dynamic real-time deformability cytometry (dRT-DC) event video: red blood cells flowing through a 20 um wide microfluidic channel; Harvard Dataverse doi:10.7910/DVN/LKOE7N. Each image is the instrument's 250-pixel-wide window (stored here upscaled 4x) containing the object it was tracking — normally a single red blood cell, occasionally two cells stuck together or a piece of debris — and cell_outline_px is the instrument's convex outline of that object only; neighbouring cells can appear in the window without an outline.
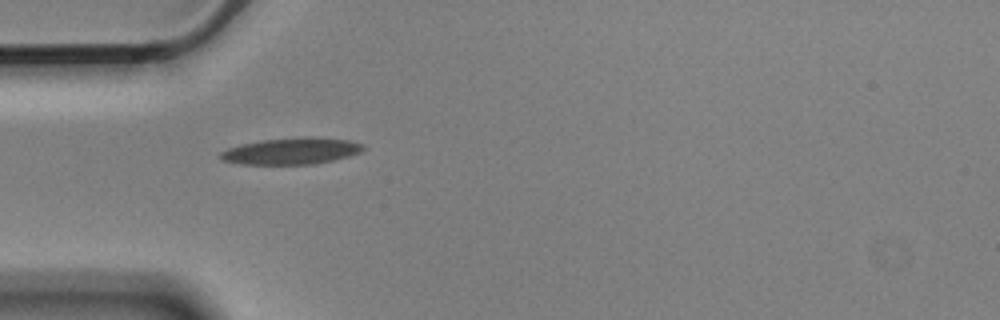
{"species": "Egyptian fruit bat (a non-hibernating species)", "species_latin": "Rousettus aegyptiacus", "temperature_condition": "cold", "stored_images_in_passage": 7, "camera_frame_rate_fps": 3000, "um_per_image_px": 0.085, "animal": {"sex": "male"}, "frame": {"image": 1, "passage_image": 5, "time_ms": 1.333, "image_size_px": [1000, 320], "cell_outline_px": [[364, 148], [360, 152], [348, 156], [332, 160], [312, 164], [244, 164], [220, 160], [220, 152], [228, 148], [240, 144], [264, 140], [304, 136], [312, 136], [348, 140], [364, 144]], "centroid_in_image_um": [24.76, 12.83], "position_along_channel_um": 60.2, "area_um2": 22.02}}
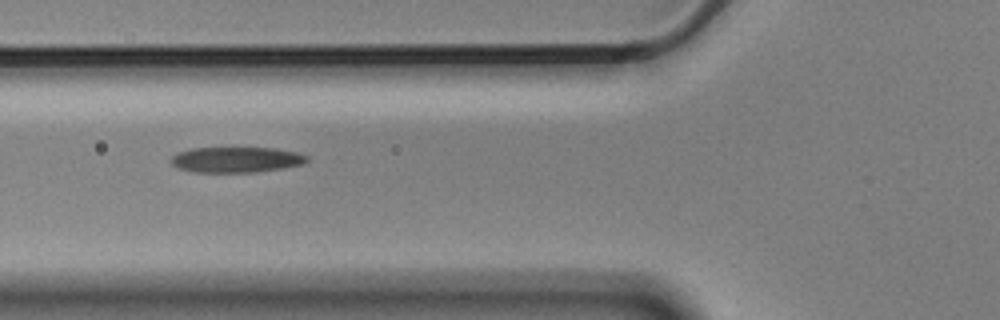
{"frame": {"image": 2, "passage_image": 6, "time_ms": 1.667, "image_size_px": [1000, 320], "cell_outline_px": [[308, 160], [304, 164], [256, 172], [196, 172], [176, 168], [168, 160], [176, 152], [192, 148], [276, 148], [296, 152], [308, 156]], "centroid_in_image_um": [20.03, 13.57], "position_along_channel_um": 105.8, "area_um2": 20.35}}
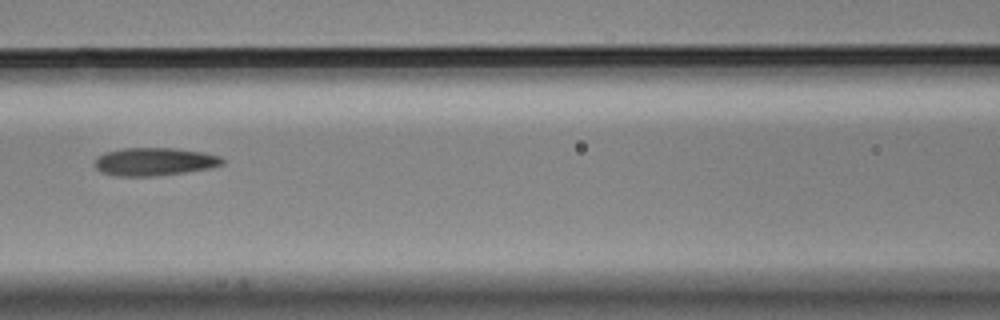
{"frame": {"image": 3, "passage_image": 7, "time_ms": 2.0, "image_size_px": [1000, 320], "cell_outline_px": [[224, 164], [212, 168], [156, 176], [116, 176], [100, 172], [92, 164], [96, 156], [104, 152], [124, 148], [176, 148], [204, 152], [220, 156], [224, 160]], "centroid_in_image_um": [13.09, 13.74], "position_along_channel_um": 153.5, "area_um2": 21.15}}